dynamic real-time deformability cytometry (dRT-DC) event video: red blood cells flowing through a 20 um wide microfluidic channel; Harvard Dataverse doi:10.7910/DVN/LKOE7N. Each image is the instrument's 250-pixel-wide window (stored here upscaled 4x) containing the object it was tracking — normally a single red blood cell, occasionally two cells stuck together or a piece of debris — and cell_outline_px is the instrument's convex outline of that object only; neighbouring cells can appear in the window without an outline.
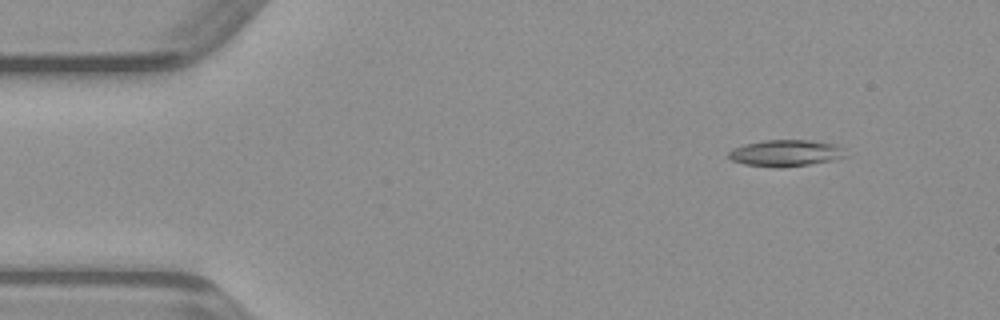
{"species": "common noctule bat (a hibernating species)", "species_latin": "Nyctalus noctula", "temperature_condition": "warm", "stored_images_in_passage": 44, "camera_frame_rate_fps": 3000, "um_per_image_px": 0.085, "animal": {"sex": "male", "body_mass_g": 23.1, "forearm_length_mm": 52.7}, "frame": {"image": 1, "passage_image": 1, "time_ms": 0.0, "image_size_px": [1000, 320], "cell_outline_px": [[848, 156], [832, 160], [808, 164], [780, 168], [744, 164], [732, 160], [728, 156], [728, 152], [732, 148], [744, 144], [764, 140], [812, 140], [832, 144], [840, 148]], "centroid_in_image_um": [66.73, 13.01], "position_along_channel_um": 18.3, "area_um2": 17.92}}
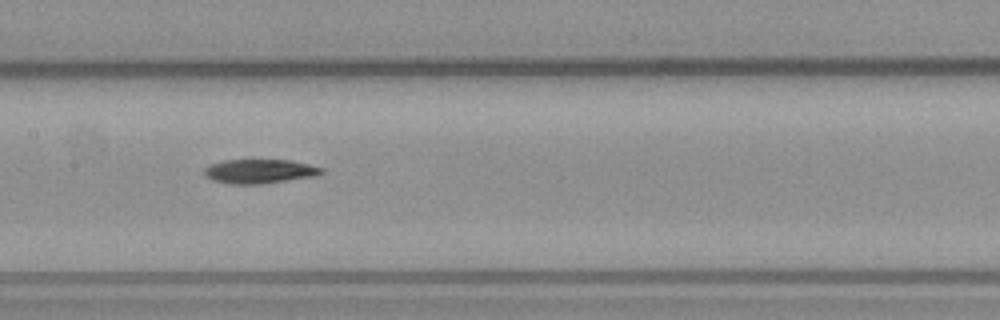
{"frame": {"image": 2, "passage_image": 19, "time_ms": 6.0, "image_size_px": [1000, 320], "cell_outline_px": [[324, 172], [316, 176], [260, 184], [232, 184], [212, 180], [204, 172], [204, 168], [208, 164], [224, 160], [292, 160], [324, 168]], "centroid_in_image_um": [22.08, 14.55], "position_along_channel_um": 185.3, "area_um2": 16.53}}
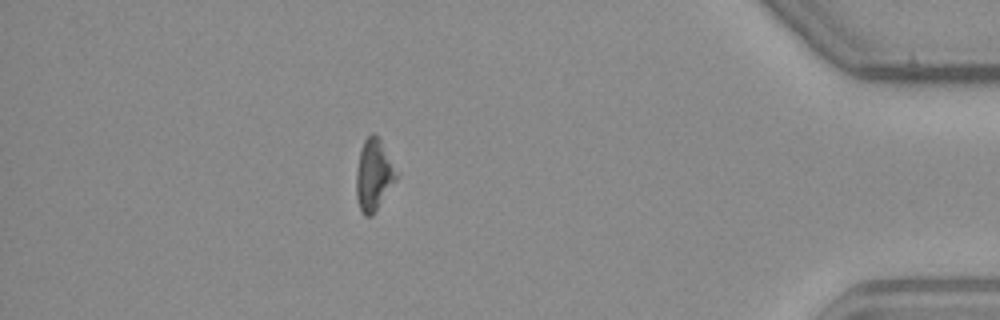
{"frame": {"image": 3, "passage_image": 38, "time_ms": 12.333, "image_size_px": [1000, 320], "cell_outline_px": [[400, 172], [396, 180], [372, 216], [364, 216], [360, 208], [356, 196], [356, 168], [360, 148], [364, 140], [372, 132], [380, 140]], "centroid_in_image_um": [31.78, 14.85], "position_along_channel_um": 403.4, "area_um2": 16.88}}